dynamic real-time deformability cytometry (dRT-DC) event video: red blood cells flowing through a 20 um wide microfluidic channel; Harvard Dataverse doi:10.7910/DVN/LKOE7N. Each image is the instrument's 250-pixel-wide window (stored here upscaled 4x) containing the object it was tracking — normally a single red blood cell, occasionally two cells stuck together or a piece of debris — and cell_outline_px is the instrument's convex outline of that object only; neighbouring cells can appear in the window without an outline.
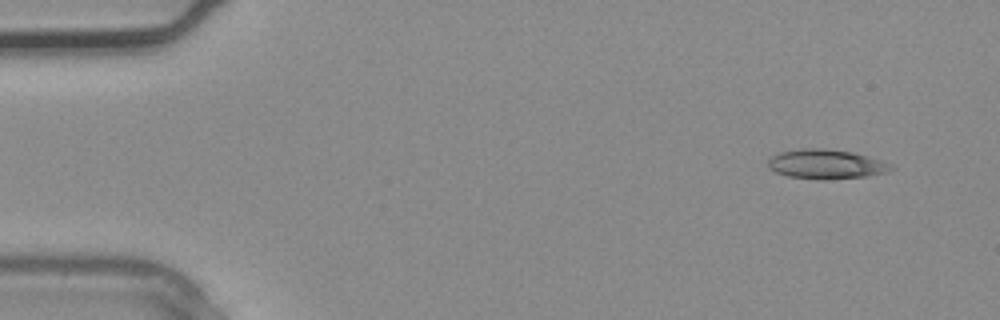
{"species": "common noctule bat (a hibernating species)", "species_latin": "Nyctalus noctula", "temperature_condition": "warm", "stored_images_in_passage": 4, "camera_frame_rate_fps": 3000, "um_per_image_px": 0.085, "animal": {"sex": "male", "body_mass_g": 20.4}, "frame": {"image": 1, "passage_image": 1, "time_ms": 0.0, "image_size_px": [1000, 320], "cell_outline_px": [[896, 168], [888, 172], [868, 176], [788, 176], [776, 172], [768, 168], [768, 160], [772, 156], [780, 152], [804, 148], [820, 148], [852, 152], [880, 160]], "centroid_in_image_um": [70.2, 13.9], "position_along_channel_um": 14.8, "area_um2": 19.83}}